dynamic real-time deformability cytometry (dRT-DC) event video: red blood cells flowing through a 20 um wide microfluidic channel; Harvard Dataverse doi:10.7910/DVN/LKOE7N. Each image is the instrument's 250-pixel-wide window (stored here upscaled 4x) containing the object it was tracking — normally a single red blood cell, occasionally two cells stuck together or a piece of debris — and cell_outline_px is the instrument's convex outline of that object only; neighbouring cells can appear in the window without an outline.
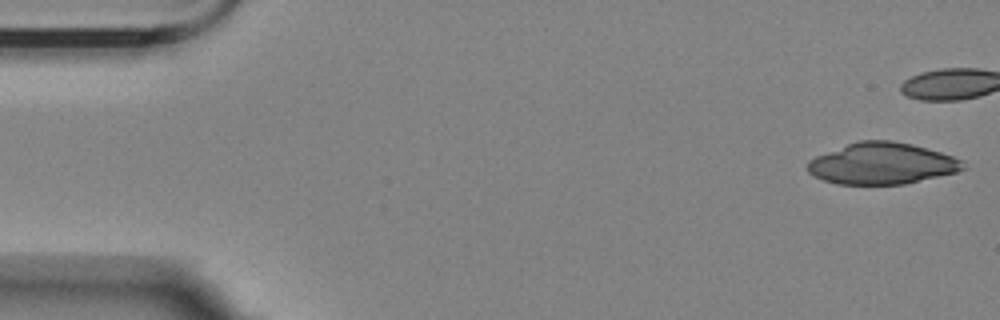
{"species": "Egyptian fruit bat (a non-hibernating species)", "species_latin": "Rousettus aegyptiacus", "temperature_condition": "room temperature", "stored_images_in_passage": 5, "camera_frame_rate_fps": 3000, "um_per_image_px": 0.085, "animal": {"sex": "female"}, "frame": {"image": 1, "passage_image": 1, "time_ms": 0.0, "image_size_px": [1000, 320], "cell_outline_px": [[964, 168], [956, 172], [904, 184], [836, 184], [824, 180], [808, 172], [808, 160], [816, 156], [848, 144], [860, 140], [892, 140], [912, 144], [940, 152], [964, 160]], "centroid_in_image_um": [74.97, 13.9], "position_along_channel_um": 10.0, "area_um2": 37.22}}
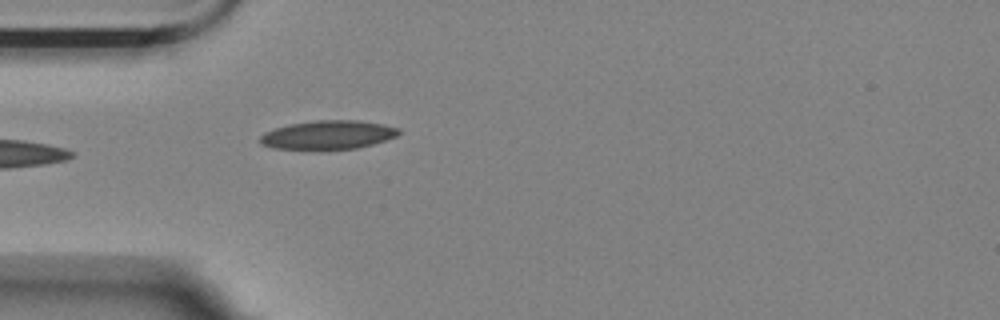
{"frame": {"image": 2, "passage_image": 5, "time_ms": 1.333, "image_size_px": [1000, 320], "cell_outline_px": [[400, 132], [396, 136], [372, 144], [356, 148], [320, 152], [272, 148], [260, 144], [260, 136], [264, 132], [288, 124], [316, 120], [356, 120], [384, 124], [400, 128]], "centroid_in_image_um": [27.83, 11.5], "position_along_channel_um": 57.2, "area_um2": 24.04}}